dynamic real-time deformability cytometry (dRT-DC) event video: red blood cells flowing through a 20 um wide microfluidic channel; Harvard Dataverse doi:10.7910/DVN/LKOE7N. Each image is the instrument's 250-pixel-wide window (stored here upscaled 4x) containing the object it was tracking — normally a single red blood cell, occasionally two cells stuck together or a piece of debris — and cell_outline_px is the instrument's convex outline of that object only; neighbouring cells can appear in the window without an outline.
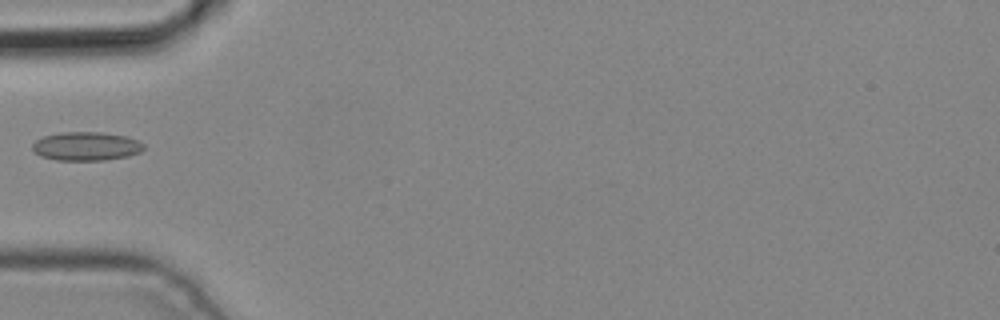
{"species": "common noctule bat (a hibernating species)", "species_latin": "Nyctalus noctula", "temperature_condition": "cold", "stored_images_in_passage": 1, "camera_frame_rate_fps": 3000, "um_per_image_px": 0.085, "animal": {"sex": "male", "body_mass_g": 19.2, "forearm_length_mm": 51.8}, "frame": {"image": 1, "passage_image": 1, "time_ms": 0.0, "image_size_px": [1000, 320], "cell_outline_px": [[144, 148], [140, 152], [128, 156], [104, 160], [56, 160], [40, 156], [32, 152], [32, 144], [36, 140], [44, 136], [60, 132], [100, 132], [124, 136], [136, 140], [144, 144]], "centroid_in_image_um": [7.28, 12.43], "position_along_channel_um": 77.7, "area_um2": 18.61}}